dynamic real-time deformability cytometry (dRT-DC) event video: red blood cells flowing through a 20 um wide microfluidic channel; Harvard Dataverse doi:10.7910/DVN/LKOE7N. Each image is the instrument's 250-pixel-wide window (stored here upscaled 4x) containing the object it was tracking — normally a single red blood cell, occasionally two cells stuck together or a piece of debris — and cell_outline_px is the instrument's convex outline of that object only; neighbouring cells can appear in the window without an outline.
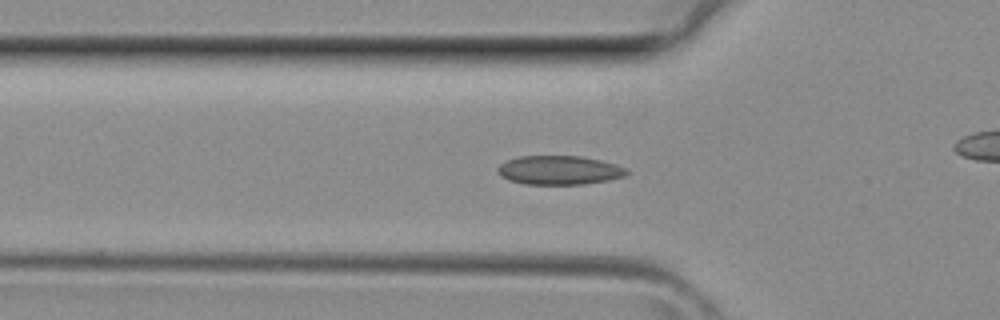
{"species": "common noctule bat (a hibernating species)", "species_latin": "Nyctalus noctula", "temperature_condition": "room temperature", "stored_images_in_passage": 34, "camera_frame_rate_fps": 3000, "um_per_image_px": 0.085, "animal": {"sex": "female", "body_mass_g": 29.2, "forearm_length_mm": 56.3}, "frame": {"image": 1, "passage_image": 12, "time_ms": 3.667, "image_size_px": [1000, 320], "cell_outline_px": [[628, 172], [624, 176], [608, 180], [584, 184], [524, 184], [508, 180], [500, 176], [496, 168], [500, 164], [508, 160], [520, 156], [580, 156], [600, 160], [616, 164], [628, 168]], "centroid_in_image_um": [47.53, 14.46], "position_along_channel_um": 78.3, "area_um2": 21.79}}
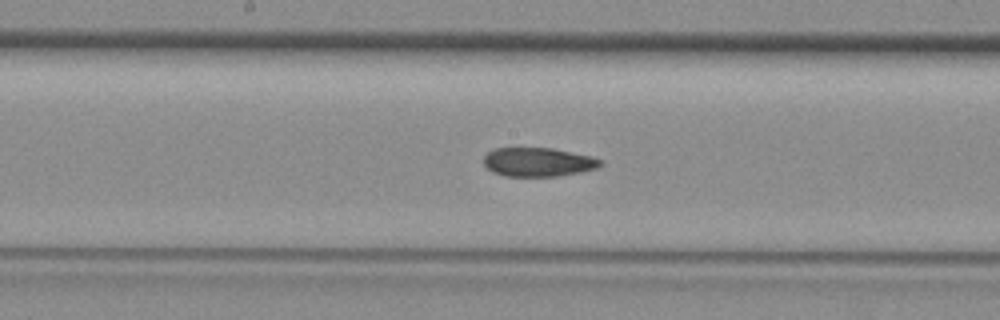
{"frame": {"image": 2, "passage_image": 19, "time_ms": 6.0, "image_size_px": [1000, 320], "cell_outline_px": [[604, 164], [596, 168], [580, 172], [556, 176], [504, 176], [492, 172], [484, 164], [484, 156], [488, 152], [496, 148], [552, 148], [592, 156], [604, 160]], "centroid_in_image_um": [45.77, 13.77], "position_along_channel_um": 202.4, "area_um2": 19.71}}
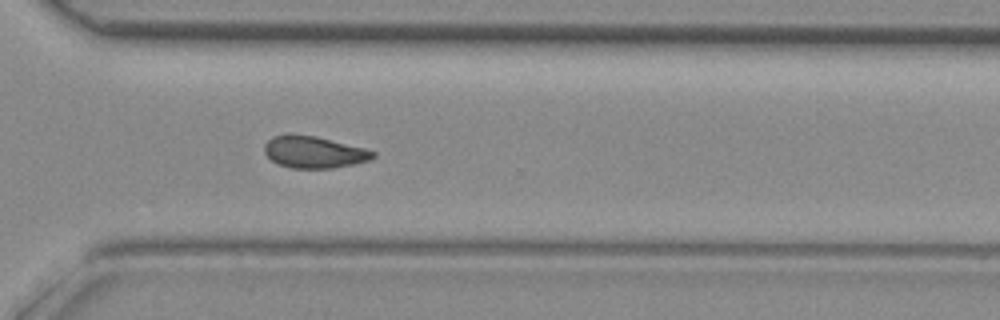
{"frame": {"image": 3, "passage_image": 27, "time_ms": 8.667, "image_size_px": [1000, 320], "cell_outline_px": [[376, 156], [368, 160], [352, 164], [332, 168], [292, 168], [280, 164], [272, 160], [264, 152], [264, 144], [272, 136], [288, 132], [316, 136], [364, 148], [376, 152]], "centroid_in_image_um": [26.64, 12.9], "position_along_channel_um": 344.0, "area_um2": 20.23}}